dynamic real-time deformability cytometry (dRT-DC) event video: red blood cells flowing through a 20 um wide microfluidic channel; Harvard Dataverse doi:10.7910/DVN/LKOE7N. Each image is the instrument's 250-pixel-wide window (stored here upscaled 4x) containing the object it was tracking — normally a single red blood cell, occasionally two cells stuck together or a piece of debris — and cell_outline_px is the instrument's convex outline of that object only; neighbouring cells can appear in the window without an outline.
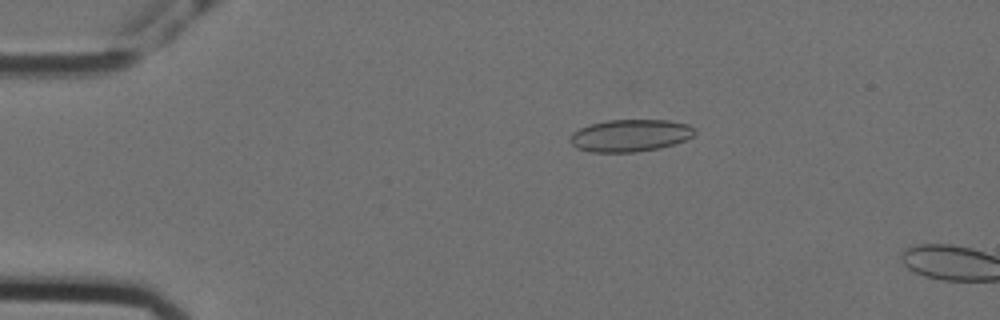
{"species": "Egyptian fruit bat (a non-hibernating species)", "species_latin": "Rousettus aegyptiacus", "temperature_condition": "cold", "stored_images_in_passage": 13, "camera_frame_rate_fps": 3000, "um_per_image_px": 0.085, "animal": {"sex": "female"}, "frame": {"image": 1, "passage_image": 11, "time_ms": 3.333, "image_size_px": [1000, 320], "cell_outline_px": [[696, 132], [692, 136], [684, 140], [660, 148], [636, 152], [588, 152], [576, 148], [568, 140], [568, 136], [572, 132], [580, 128], [592, 124], [608, 120], [668, 120], [688, 124]], "centroid_in_image_um": [53.51, 11.52], "position_along_channel_um": 31.5, "area_um2": 23.41}}